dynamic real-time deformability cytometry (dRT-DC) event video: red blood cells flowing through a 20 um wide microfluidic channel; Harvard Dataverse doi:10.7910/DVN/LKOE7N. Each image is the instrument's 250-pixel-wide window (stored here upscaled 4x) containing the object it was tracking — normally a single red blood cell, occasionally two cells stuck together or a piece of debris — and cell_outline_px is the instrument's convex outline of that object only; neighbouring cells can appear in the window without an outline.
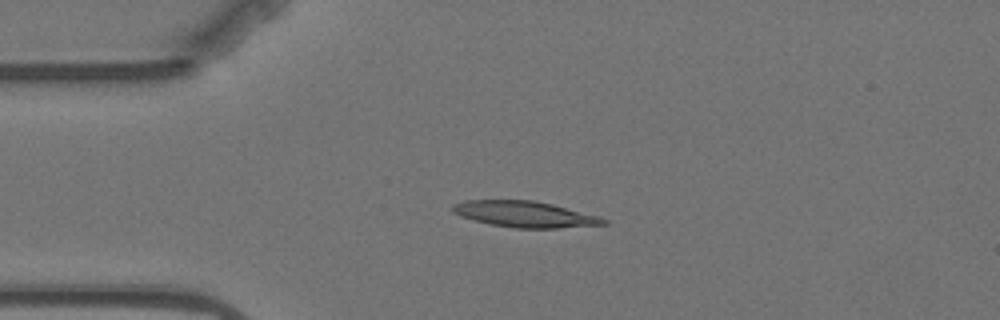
{"species": "Egyptian fruit bat (a non-hibernating species)", "species_latin": "Rousettus aegyptiacus", "temperature_condition": "warm", "stored_images_in_passage": 14, "camera_frame_rate_fps": 3000, "um_per_image_px": 0.085, "animal": {"sex": "female"}, "frame": {"image": 1, "passage_image": 3, "time_ms": 3.333, "image_size_px": [1000, 320], "cell_outline_px": [[608, 224], [556, 228], [516, 228], [488, 224], [472, 220], [460, 216], [452, 212], [452, 204], [464, 200], [536, 200], [600, 216], [608, 220]], "centroid_in_image_um": [44.59, 18.2], "position_along_channel_um": 40.4, "area_um2": 23.12}}
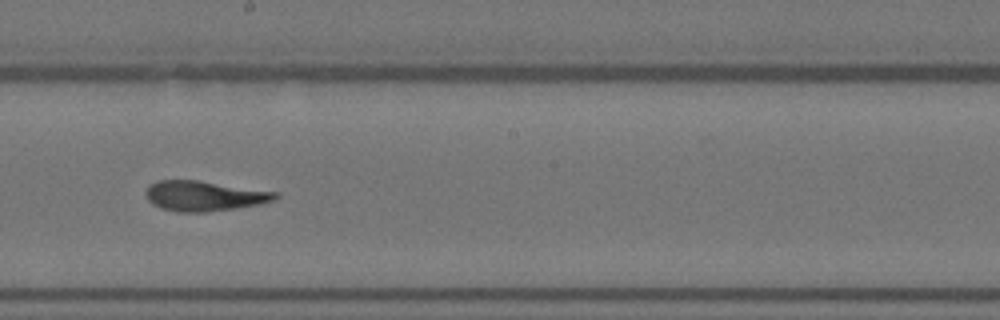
{"frame": {"image": 2, "passage_image": 8, "time_ms": 9.333, "image_size_px": [1000, 320], "cell_outline_px": [[280, 196], [276, 200], [260, 204], [236, 208], [204, 212], [180, 212], [160, 208], [152, 204], [148, 200], [144, 192], [156, 180], [200, 180], [280, 192]], "centroid_in_image_um": [17.41, 16.64], "position_along_channel_um": 230.8, "area_um2": 23.0}}
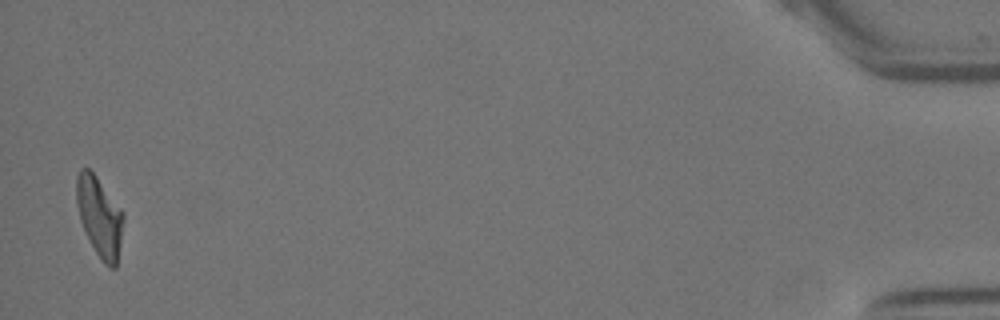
{"frame": {"image": 3, "passage_image": 14, "time_ms": 17.667, "image_size_px": [1000, 320], "cell_outline_px": [[124, 220], [116, 268], [112, 268], [104, 264], [96, 252], [80, 220], [76, 204], [76, 176], [80, 168], [88, 168], [96, 176], [124, 212]], "centroid_in_image_um": [8.46, 18.39], "position_along_channel_um": 426.7, "area_um2": 21.68}, "authors_computed_cell_mechanics": {"area_um2": 22.8021, "velocity_mm_per_s": 3.5087, "shape_relaxation_time_tau1_ms": 7.1205, "shape_relaxation_time_tau2_ms": 1.8565, "deformation_change_tau1": 0.2554, "deformation_change_tau2": 0.1043}}